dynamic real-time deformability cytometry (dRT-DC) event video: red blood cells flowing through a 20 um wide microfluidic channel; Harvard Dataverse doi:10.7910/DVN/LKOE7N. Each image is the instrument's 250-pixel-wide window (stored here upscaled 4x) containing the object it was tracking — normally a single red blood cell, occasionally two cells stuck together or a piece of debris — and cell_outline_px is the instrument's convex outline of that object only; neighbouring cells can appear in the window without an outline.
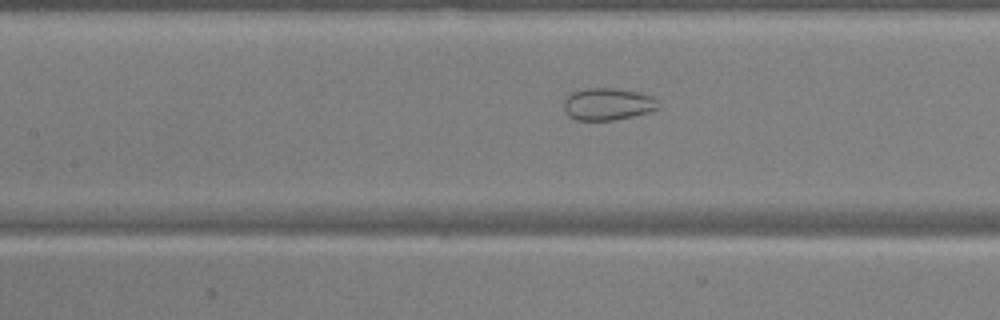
{"species": "common noctule bat (a hibernating species)", "species_latin": "Nyctalus noctula", "temperature_condition": "warm", "stored_images_in_passage": 53, "camera_frame_rate_fps": 3000, "um_per_image_px": 0.085, "animal": {"sex": "male", "body_mass_g": 17.9, "forearm_length_mm": 54.2}, "frame": {"image": 1, "passage_image": 25, "time_ms": 8.0, "image_size_px": [1000, 320], "cell_outline_px": [[660, 104], [656, 108], [648, 112], [632, 116], [612, 120], [576, 120], [568, 116], [564, 112], [564, 100], [572, 92], [584, 88], [612, 88], [640, 92], [652, 96]], "centroid_in_image_um": [51.62, 8.84], "position_along_channel_um": 155.8, "area_um2": 17.69}}
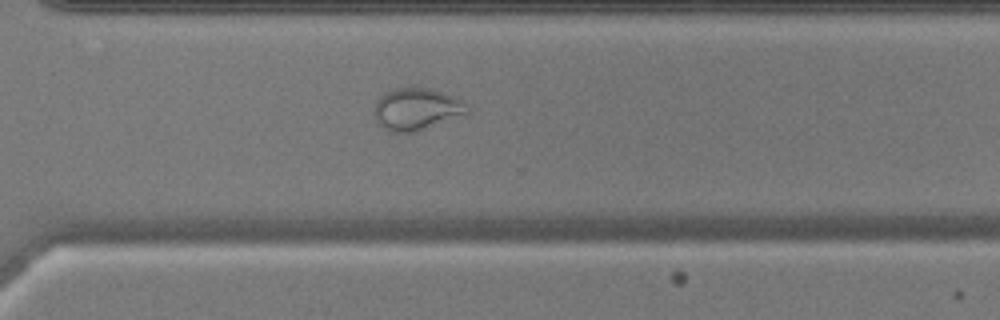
{"frame": {"image": 2, "passage_image": 39, "time_ms": 12.667, "image_size_px": [1000, 320], "cell_outline_px": [[468, 112], [416, 132], [388, 132], [376, 120], [376, 100], [384, 92], [396, 88], [428, 88], [464, 100], [468, 108]], "centroid_in_image_um": [35.38, 9.27], "position_along_channel_um": 335.2, "area_um2": 22.31}}
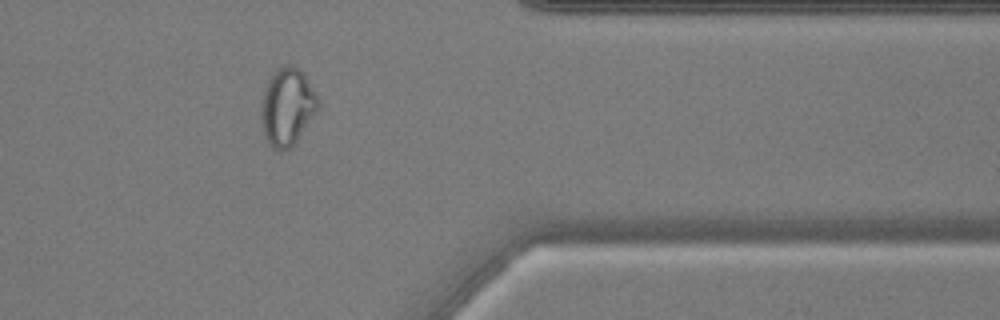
{"frame": {"image": 3, "passage_image": 44, "time_ms": 14.333, "image_size_px": [1000, 320], "cell_outline_px": [[320, 104], [316, 112], [292, 148], [280, 152], [272, 148], [264, 136], [260, 112], [264, 88], [268, 80], [284, 64], [292, 64], [304, 76], [320, 100]], "centroid_in_image_um": [24.4, 9.13], "position_along_channel_um": 387.0, "area_um2": 25.55}, "authors_computed_cell_mechanics": {"area_um2": 26.7614, "velocity_mm_per_s": 3.8594, "shape_relaxation_time_tau1_ms": null, "shape_relaxation_time_tau2_ms": 1.2517, "deformation_change_tau1": null, "deformation_change_tau2": 0.0603}}